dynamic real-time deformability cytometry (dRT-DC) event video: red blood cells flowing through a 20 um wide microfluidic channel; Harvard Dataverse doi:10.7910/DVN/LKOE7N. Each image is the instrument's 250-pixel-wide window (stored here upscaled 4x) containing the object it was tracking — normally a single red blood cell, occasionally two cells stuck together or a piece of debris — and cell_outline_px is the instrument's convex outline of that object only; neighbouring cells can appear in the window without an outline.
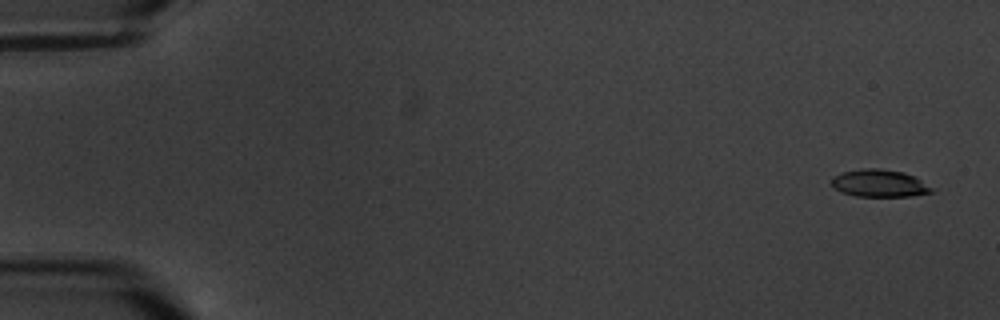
{"species": "common noctule bat (a hibernating species)", "species_latin": "Nyctalus noctula", "temperature_condition": "warm", "stored_images_in_passage": 7, "camera_frame_rate_fps": 3000, "um_per_image_px": 0.085, "animal": {"sex": "male", "body_mass_g": 20.1, "forearm_length_mm": 53.5}, "frame": {"image": 1, "passage_image": 1, "time_ms": 0.0, "image_size_px": [1000, 320], "cell_outline_px": [[936, 188], [932, 192], [912, 196], [856, 196], [840, 192], [832, 184], [832, 176], [840, 172], [864, 168], [880, 168], [904, 172], [916, 176]], "centroid_in_image_um": [74.8, 15.57], "position_along_channel_um": 10.2, "area_um2": 16.3}}
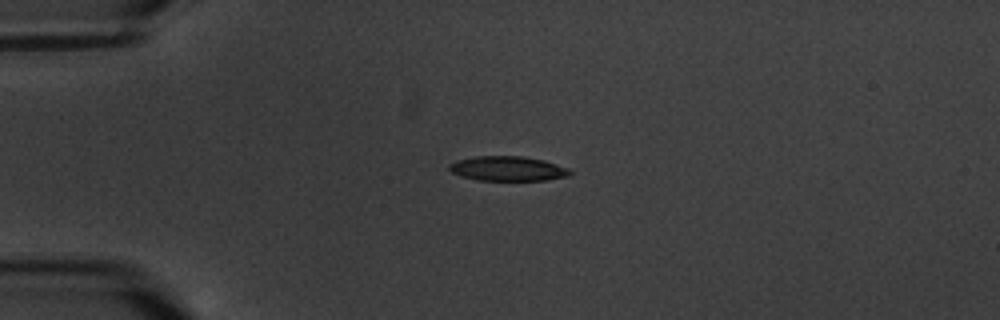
{"frame": {"image": 2, "passage_image": 5, "time_ms": 4.333, "image_size_px": [1000, 320], "cell_outline_px": [[572, 172], [568, 176], [548, 180], [480, 180], [460, 176], [452, 172], [448, 168], [448, 164], [456, 160], [476, 156], [524, 156], [544, 160], [568, 168]], "centroid_in_image_um": [43.15, 14.32], "position_along_channel_um": 41.9, "area_um2": 17.4}}